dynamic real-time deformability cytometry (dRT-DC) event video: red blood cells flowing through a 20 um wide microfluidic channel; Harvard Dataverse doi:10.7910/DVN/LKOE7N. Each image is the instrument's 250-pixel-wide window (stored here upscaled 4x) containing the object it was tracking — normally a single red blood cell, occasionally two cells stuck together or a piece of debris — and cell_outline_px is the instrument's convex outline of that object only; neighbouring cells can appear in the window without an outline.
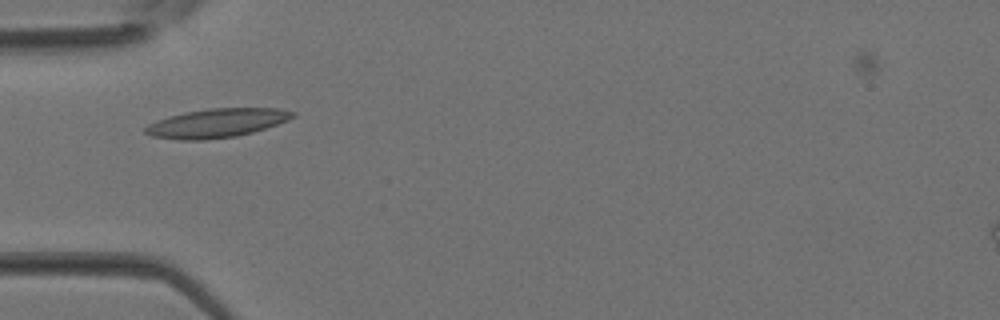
{"species": "Egyptian fruit bat (a non-hibernating species)", "species_latin": "Rousettus aegyptiacus", "temperature_condition": "room temperature", "stored_images_in_passage": 4, "camera_frame_rate_fps": 3000, "um_per_image_px": 0.085, "animal": {"sex": "female"}, "frame": {"image": 1, "passage_image": 4, "time_ms": 1.0, "image_size_px": [1000, 320], "cell_outline_px": [[296, 116], [288, 120], [252, 132], [236, 136], [204, 140], [180, 140], [152, 136], [144, 132], [144, 128], [148, 124], [156, 120], [168, 116], [208, 108], [280, 108], [296, 112]], "centroid_in_image_um": [18.42, 10.46], "position_along_channel_um": 66.6, "area_um2": 24.74}}